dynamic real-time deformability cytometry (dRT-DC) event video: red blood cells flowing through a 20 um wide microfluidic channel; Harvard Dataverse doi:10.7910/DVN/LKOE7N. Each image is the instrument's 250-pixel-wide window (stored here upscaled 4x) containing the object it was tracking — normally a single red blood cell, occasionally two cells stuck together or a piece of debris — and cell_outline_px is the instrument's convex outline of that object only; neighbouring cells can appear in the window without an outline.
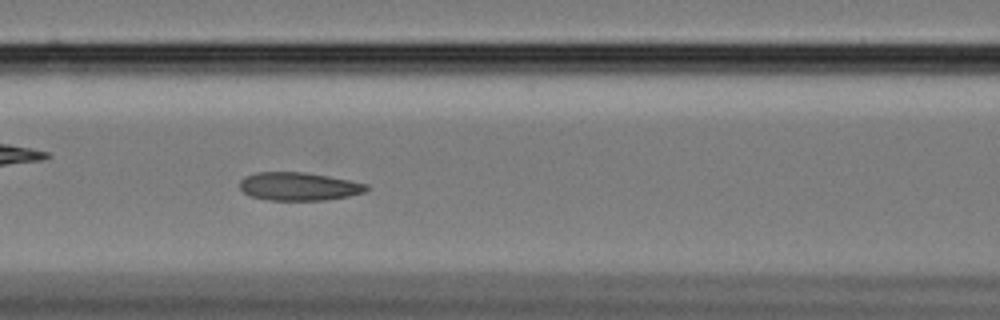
{"species": "Egyptian fruit bat (a non-hibernating species)", "species_latin": "Rousettus aegyptiacus", "temperature_condition": "cold", "stored_images_in_passage": 59, "camera_frame_rate_fps": 3000, "um_per_image_px": 0.085, "animal": {"sex": "female"}, "frame": {"image": 1, "passage_image": 25, "time_ms": 8.0, "image_size_px": [1000, 320], "cell_outline_px": [[372, 188], [364, 192], [348, 196], [324, 200], [268, 200], [252, 196], [244, 192], [240, 188], [240, 180], [244, 176], [256, 172], [304, 172], [328, 176], [368, 184]], "centroid_in_image_um": [25.41, 15.84], "position_along_channel_um": 141.2, "area_um2": 20.81}}
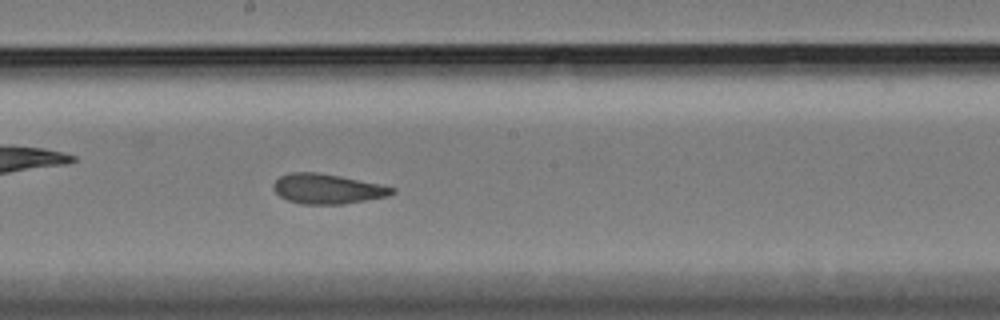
{"frame": {"image": 2, "passage_image": 32, "time_ms": 10.333, "image_size_px": [1000, 320], "cell_outline_px": [[396, 192], [388, 196], [344, 204], [300, 204], [288, 200], [280, 196], [272, 188], [272, 184], [280, 176], [288, 172], [316, 172], [340, 176], [380, 184], [396, 188]], "centroid_in_image_um": [27.81, 16.05], "position_along_channel_um": 220.4, "area_um2": 20.75}}
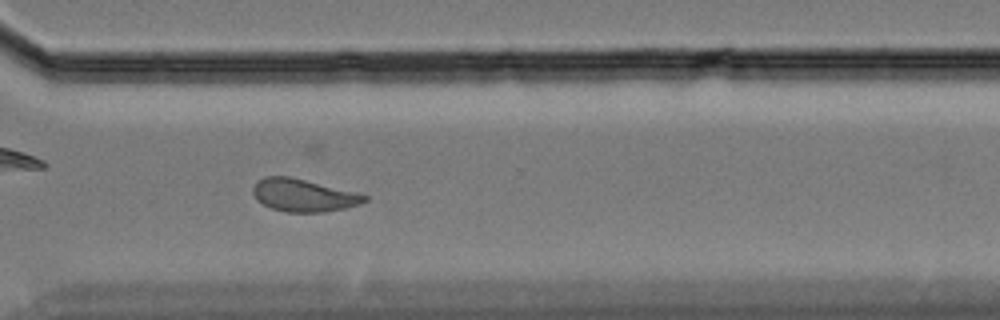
{"frame": {"image": 3, "passage_image": 43, "time_ms": 14.0, "image_size_px": [1000, 320], "cell_outline_px": [[368, 200], [360, 204], [344, 208], [324, 212], [288, 212], [272, 208], [256, 200], [252, 192], [252, 188], [256, 180], [264, 176], [288, 176], [356, 192], [368, 196]], "centroid_in_image_um": [25.76, 16.59], "position_along_channel_um": 344.8, "area_um2": 21.15}, "authors_computed_cell_mechanics": {"area_um2": 21.7328, "velocity_mm_per_s": 3.3977, "shape_relaxation_time_tau1_ms": 8.1236, "shape_relaxation_time_tau2_ms": 1.7878, "deformation_change_tau1": 0.1642, "deformation_change_tau2": 0.0801}}